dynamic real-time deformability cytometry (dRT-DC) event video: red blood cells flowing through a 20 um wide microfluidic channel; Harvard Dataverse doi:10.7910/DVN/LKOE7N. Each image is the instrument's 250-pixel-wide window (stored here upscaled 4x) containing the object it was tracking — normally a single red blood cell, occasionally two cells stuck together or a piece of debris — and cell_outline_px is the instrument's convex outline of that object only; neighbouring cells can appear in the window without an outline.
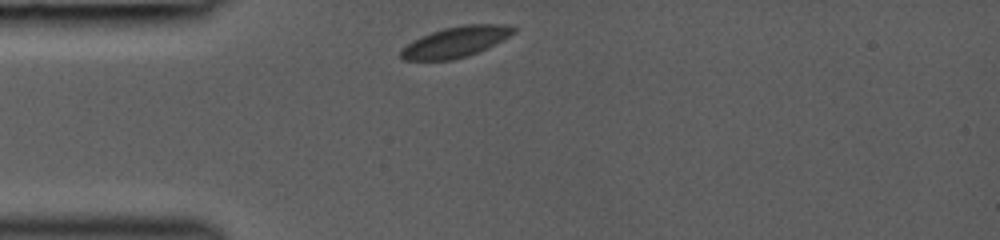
{"species": "common noctule bat (a hibernating species)", "species_latin": "Nyctalus noctula", "temperature_condition": "room temperature", "stored_images_in_passage": 22, "camera_frame_rate_fps": 3000, "um_per_image_px": 0.085, "animal": {"sex": "female", "body_mass_g": 19.0, "forearm_length_mm": 53.3}, "frame": {"image": 1, "passage_image": 1, "time_ms": 0.0, "image_size_px": [1000, 240], "cell_outline_px": [[516, 32], [488, 48], [468, 56], [452, 60], [404, 60], [400, 56], [400, 52], [408, 44], [420, 36], [444, 28], [464, 24], [508, 24], [516, 28]], "centroid_in_image_um": [38.77, 3.56], "position_along_channel_um": 46.2, "area_um2": 20.11}}
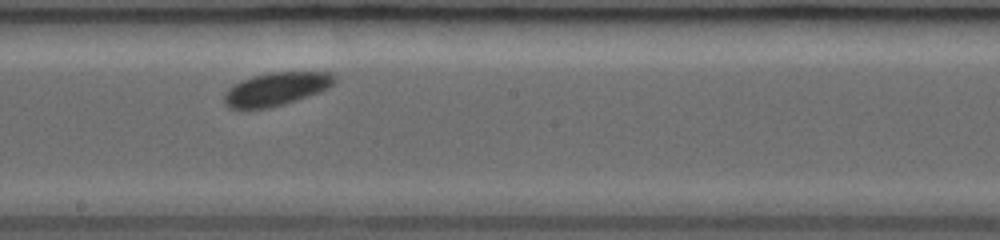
{"frame": {"image": 2, "passage_image": 12, "time_ms": 4.667, "image_size_px": [1000, 240], "cell_outline_px": [[336, 84], [328, 88], [284, 104], [268, 108], [228, 108], [224, 104], [224, 92], [232, 84], [240, 80], [252, 76], [268, 72], [332, 72], [336, 76]], "centroid_in_image_um": [23.46, 7.54], "position_along_channel_um": 224.7, "area_um2": 21.44}}
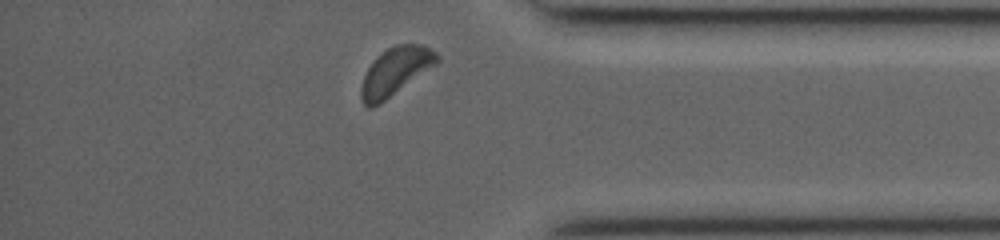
{"frame": {"image": 3, "passage_image": 22, "time_ms": 9.0, "image_size_px": [1000, 240], "cell_outline_px": [[440, 60], [436, 64], [380, 104], [372, 108], [368, 108], [364, 104], [360, 96], [360, 88], [364, 76], [368, 68], [388, 48], [396, 44], [424, 44], [436, 52], [440, 56]], "centroid_in_image_um": [33.62, 6.08], "position_along_channel_um": 401.6, "area_um2": 20.87}}